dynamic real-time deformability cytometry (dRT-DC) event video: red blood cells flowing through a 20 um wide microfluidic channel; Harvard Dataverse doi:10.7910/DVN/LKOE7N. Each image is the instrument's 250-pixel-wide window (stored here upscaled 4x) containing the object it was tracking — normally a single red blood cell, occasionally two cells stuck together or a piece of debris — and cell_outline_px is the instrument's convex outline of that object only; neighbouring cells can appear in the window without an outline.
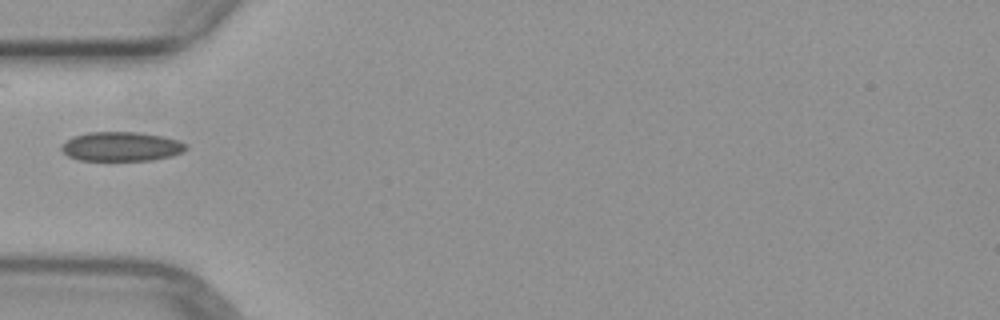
{"species": "common noctule bat (a hibernating species)", "species_latin": "Nyctalus noctula", "temperature_condition": "warm", "stored_images_in_passage": 1, "camera_frame_rate_fps": 3000, "um_per_image_px": 0.085, "animal": {"sex": "female", "body_mass_g": 29.2, "forearm_length_mm": 56.3}, "frame": {"image": 1, "passage_image": 1, "time_ms": 0.0, "image_size_px": [1000, 320], "cell_outline_px": [[188, 148], [184, 152], [172, 156], [152, 160], [80, 160], [68, 156], [60, 148], [60, 144], [72, 136], [88, 132], [140, 132], [164, 136], [188, 144]], "centroid_in_image_um": [10.32, 12.45], "position_along_channel_um": 74.7, "area_um2": 21.5}}